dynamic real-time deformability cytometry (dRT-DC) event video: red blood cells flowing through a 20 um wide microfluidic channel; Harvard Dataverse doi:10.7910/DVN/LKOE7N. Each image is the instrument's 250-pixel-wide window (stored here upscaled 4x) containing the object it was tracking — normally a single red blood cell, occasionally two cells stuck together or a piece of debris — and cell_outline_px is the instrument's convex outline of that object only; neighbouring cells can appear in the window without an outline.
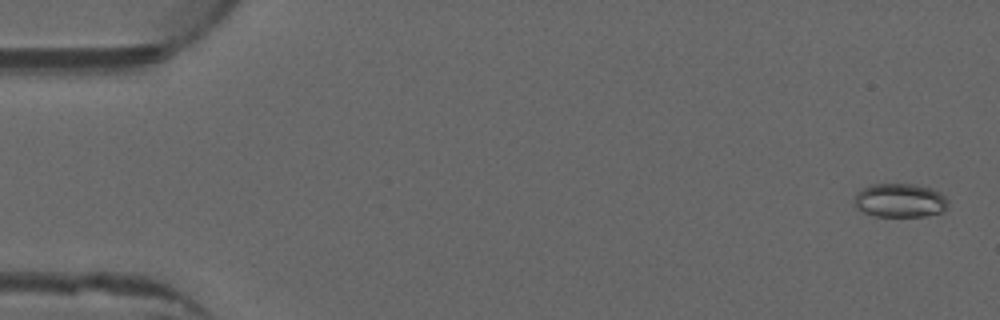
{"species": "common noctule bat (a hibernating species)", "species_latin": "Nyctalus noctula", "temperature_condition": "warm", "stored_images_in_passage": 52, "camera_frame_rate_fps": 3000, "um_per_image_px": 0.085, "animal": {"sex": "male", "forearm_length_mm": 52.5}, "frame": {"image": 1, "passage_image": 2, "time_ms": 0.333, "image_size_px": [1000, 320], "cell_outline_px": [[948, 204], [944, 212], [924, 216], [876, 216], [864, 212], [856, 208], [852, 204], [852, 200], [856, 192], [860, 188], [872, 184], [916, 184], [932, 188], [940, 192], [948, 200]], "centroid_in_image_um": [76.46, 17.03], "position_along_channel_um": 8.5, "area_um2": 18.9}}
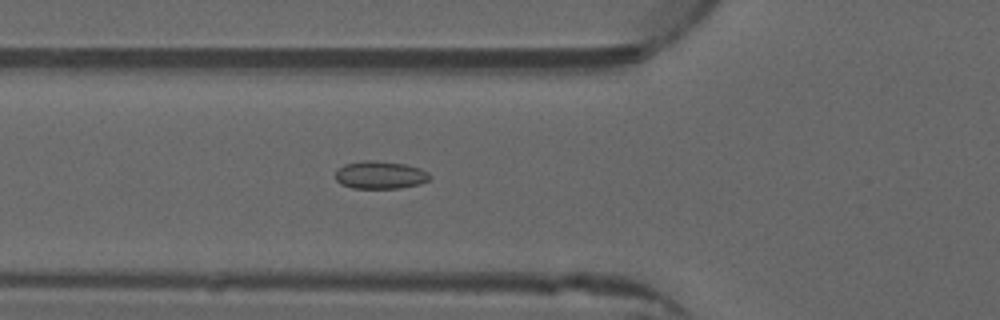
{"frame": {"image": 2, "passage_image": 19, "time_ms": 6.0, "image_size_px": [1000, 320], "cell_outline_px": [[432, 176], [428, 180], [420, 184], [400, 188], [352, 188], [340, 184], [336, 180], [336, 168], [344, 164], [364, 160], [376, 160], [404, 164], [420, 168], [428, 172]], "centroid_in_image_um": [32.3, 14.87], "position_along_channel_um": 93.5, "area_um2": 15.43}}
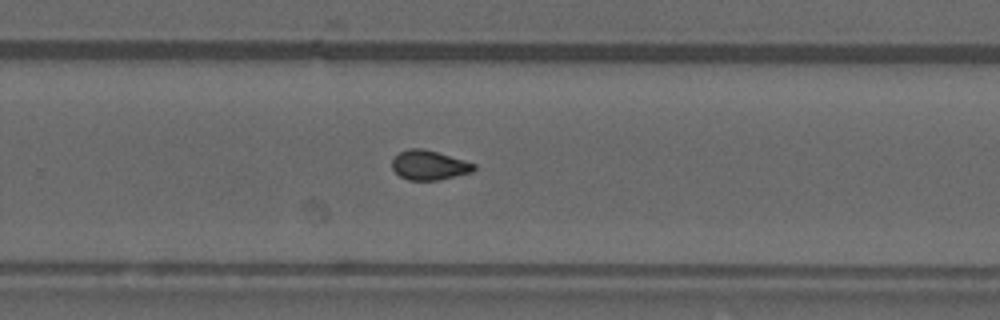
{"frame": {"image": 3, "passage_image": 34, "time_ms": 11.0, "image_size_px": [1000, 320], "cell_outline_px": [[476, 168], [472, 172], [436, 180], [408, 180], [400, 176], [392, 168], [392, 160], [400, 152], [408, 148], [420, 148], [436, 152], [464, 160], [476, 164]], "centroid_in_image_um": [36.47, 14.04], "position_along_channel_um": 293.3, "area_um2": 13.87}, "authors_computed_cell_mechanics": {"area_um2": 14.3055, "velocity_mm_per_s": 4.0011, "shape_relaxation_time_tau1_ms": null, "shape_relaxation_time_tau2_ms": 1.5412, "deformation_change_tau1": null, "deformation_change_tau2": 0.0687}}